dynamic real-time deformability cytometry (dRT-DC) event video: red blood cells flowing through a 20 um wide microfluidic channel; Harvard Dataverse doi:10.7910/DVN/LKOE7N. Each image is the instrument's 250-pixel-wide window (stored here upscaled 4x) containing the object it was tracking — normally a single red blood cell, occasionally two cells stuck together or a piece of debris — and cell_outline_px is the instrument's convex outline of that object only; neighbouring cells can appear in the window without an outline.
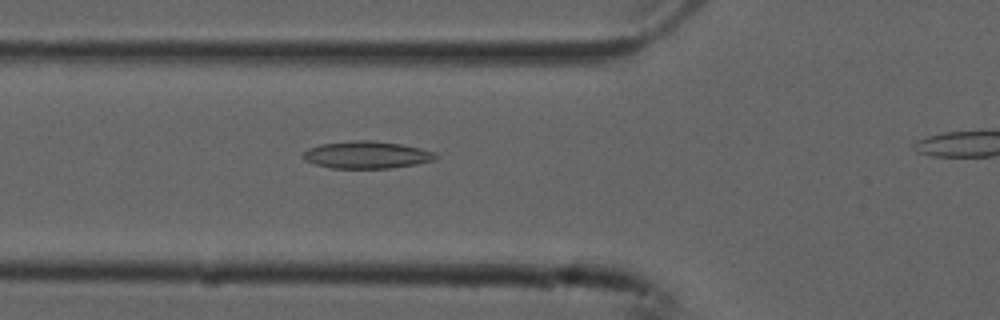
{"species": "common noctule bat (a hibernating species)", "species_latin": "Nyctalus noctula", "temperature_condition": "cold", "stored_images_in_passage": 35, "camera_frame_rate_fps": 3000, "um_per_image_px": 0.085, "animal": {"sex": "male", "forearm_length_mm": 52.5}, "frame": {"image": 1, "passage_image": 8, "time_ms": 2.333, "image_size_px": [1000, 320], "cell_outline_px": [[440, 156], [436, 160], [416, 164], [388, 168], [332, 168], [316, 164], [304, 160], [304, 152], [308, 148], [320, 144], [356, 140], [372, 140], [400, 144], [420, 148], [436, 152]], "centroid_in_image_um": [31.22, 13.16], "position_along_channel_um": 94.6, "area_um2": 21.04}}
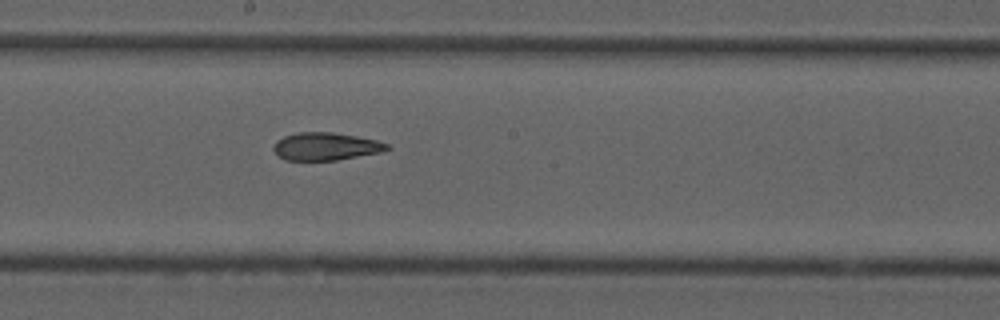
{"frame": {"image": 2, "passage_image": 18, "time_ms": 5.667, "image_size_px": [1000, 320], "cell_outline_px": [[392, 148], [384, 152], [336, 160], [284, 160], [272, 148], [276, 140], [284, 136], [296, 132], [332, 132], [356, 136], [376, 140], [388, 144]], "centroid_in_image_um": [27.71, 12.44], "position_along_channel_um": 220.5, "area_um2": 18.44}}
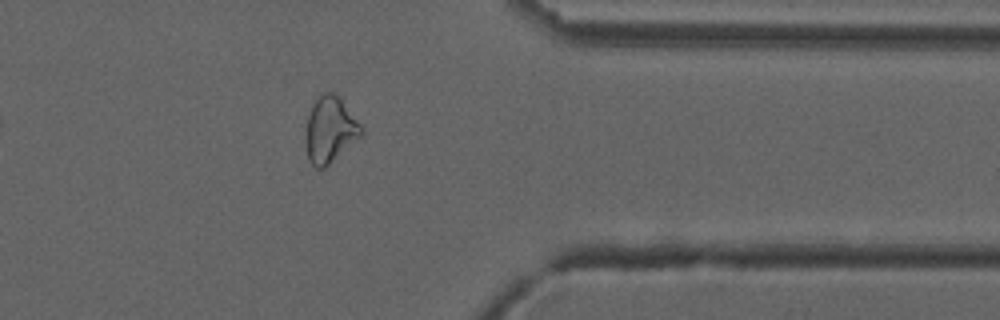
{"frame": {"image": 3, "passage_image": 32, "time_ms": 10.333, "image_size_px": [1000, 320], "cell_outline_px": [[364, 132], [360, 136], [324, 168], [316, 168], [308, 160], [304, 144], [304, 136], [308, 116], [312, 104], [324, 92], [332, 92], [340, 100], [364, 128]], "centroid_in_image_um": [28.0, 11.06], "position_along_channel_um": 383.4, "area_um2": 21.04}}